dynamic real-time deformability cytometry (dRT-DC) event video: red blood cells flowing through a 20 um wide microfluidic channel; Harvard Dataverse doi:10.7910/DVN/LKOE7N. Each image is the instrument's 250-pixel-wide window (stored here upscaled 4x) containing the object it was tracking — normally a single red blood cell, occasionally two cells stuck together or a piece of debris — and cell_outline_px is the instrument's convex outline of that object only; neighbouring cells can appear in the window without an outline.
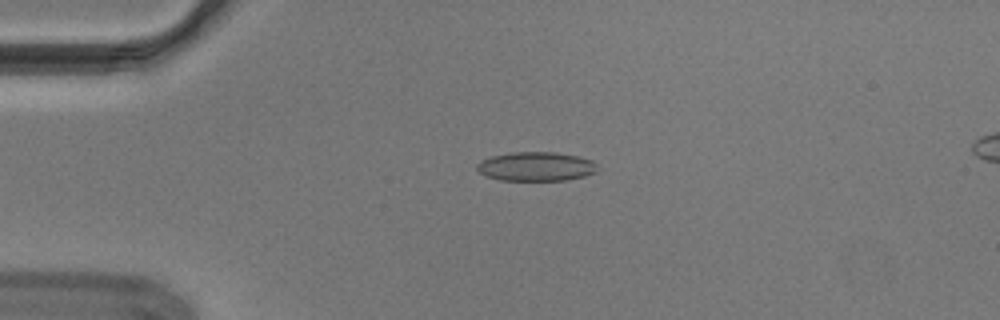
{"species": "Egyptian fruit bat (a non-hibernating species)", "species_latin": "Rousettus aegyptiacus", "temperature_condition": "cold", "stored_images_in_passage": 54, "camera_frame_rate_fps": 3000, "um_per_image_px": 0.085, "animal": {"sex": "male"}, "frame": {"image": 1, "passage_image": 13, "time_ms": 4.0, "image_size_px": [1000, 320], "cell_outline_px": [[596, 172], [584, 176], [568, 180], [500, 180], [488, 176], [480, 172], [476, 168], [476, 164], [480, 160], [492, 156], [512, 152], [552, 152], [576, 156], [592, 160], [596, 164]], "centroid_in_image_um": [45.55, 14.15], "position_along_channel_um": 39.5, "area_um2": 20.29}}
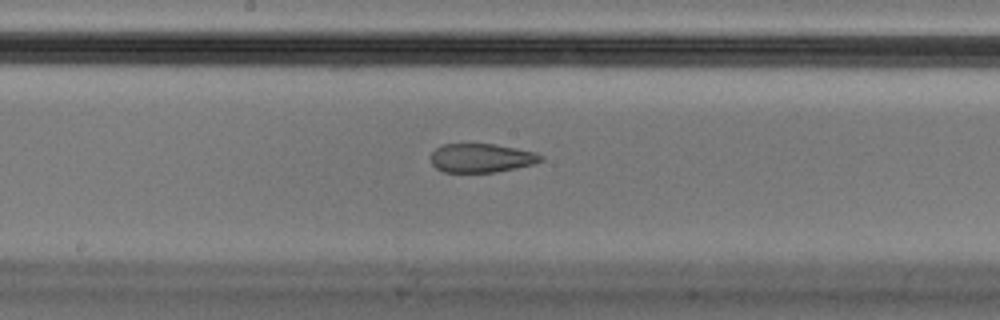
{"frame": {"image": 2, "passage_image": 29, "time_ms": 9.333, "image_size_px": [1000, 320], "cell_outline_px": [[544, 160], [532, 164], [516, 168], [496, 172], [444, 172], [436, 168], [432, 164], [432, 152], [440, 144], [496, 144], [536, 152], [544, 156]], "centroid_in_image_um": [40.94, 13.42], "position_along_channel_um": 207.3, "area_um2": 18.55}}
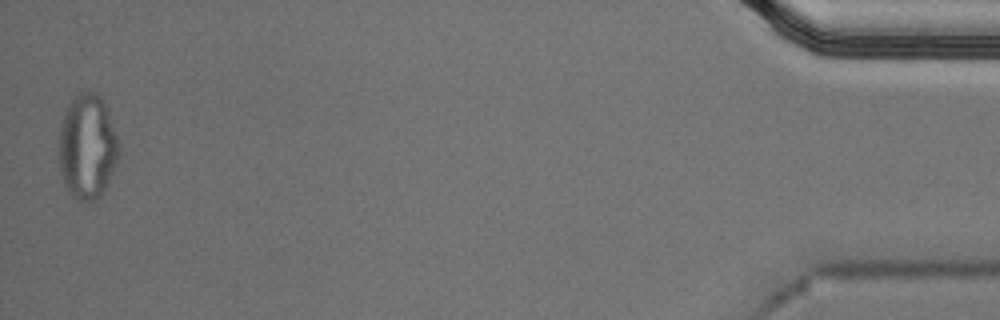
{"frame": {"image": 3, "passage_image": 54, "time_ms": 17.667, "image_size_px": [1000, 320], "cell_outline_px": [[120, 152], [116, 164], [104, 192], [96, 200], [76, 200], [68, 192], [64, 184], [56, 152], [60, 128], [64, 116], [72, 100], [80, 92], [96, 92], [104, 100], [108, 108], [120, 144]], "centroid_in_image_um": [7.43, 12.49], "position_along_channel_um": 427.8, "area_um2": 37.22}, "authors_computed_cell_mechanics": {"area_um2": 20.4034, "velocity_mm_per_s": 3.6848, "shape_relaxation_time_tau1_ms": null, "shape_relaxation_time_tau2_ms": 1.9162, "deformation_change_tau1": null, "deformation_change_tau2": 0.0756}}